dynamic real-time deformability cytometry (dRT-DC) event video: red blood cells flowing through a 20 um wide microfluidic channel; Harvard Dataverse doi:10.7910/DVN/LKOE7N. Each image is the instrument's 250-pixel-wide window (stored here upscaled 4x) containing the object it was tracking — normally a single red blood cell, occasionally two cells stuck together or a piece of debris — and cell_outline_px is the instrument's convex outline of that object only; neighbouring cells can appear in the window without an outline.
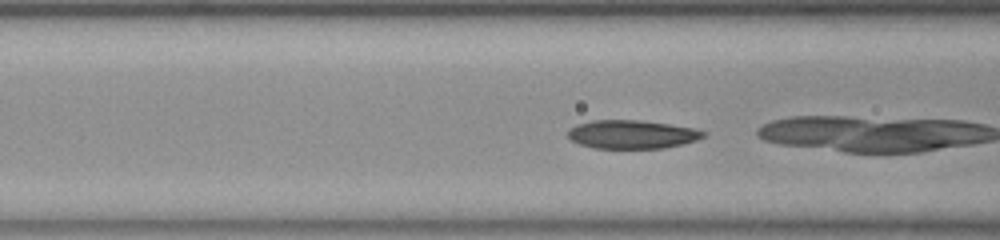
{"species": "common noctule bat (a hibernating species)", "species_latin": "Nyctalus noctula", "temperature_condition": "room temperature", "stored_images_in_passage": 21, "camera_frame_rate_fps": 3000, "um_per_image_px": 0.085, "animal": {"sex": "female", "body_mass_g": 23.0, "forearm_length_mm": 53.4}, "frame": {"image": 1, "passage_image": 14, "time_ms": 4.333, "image_size_px": [1000, 240], "cell_outline_px": [[708, 132], [704, 136], [696, 140], [684, 144], [664, 148], [592, 148], [580, 144], [572, 140], [568, 136], [568, 128], [576, 124], [592, 120], [640, 120], [668, 124], [692, 128]], "centroid_in_image_um": [53.7, 11.42], "position_along_channel_um": 112.9, "area_um2": 22.54}}